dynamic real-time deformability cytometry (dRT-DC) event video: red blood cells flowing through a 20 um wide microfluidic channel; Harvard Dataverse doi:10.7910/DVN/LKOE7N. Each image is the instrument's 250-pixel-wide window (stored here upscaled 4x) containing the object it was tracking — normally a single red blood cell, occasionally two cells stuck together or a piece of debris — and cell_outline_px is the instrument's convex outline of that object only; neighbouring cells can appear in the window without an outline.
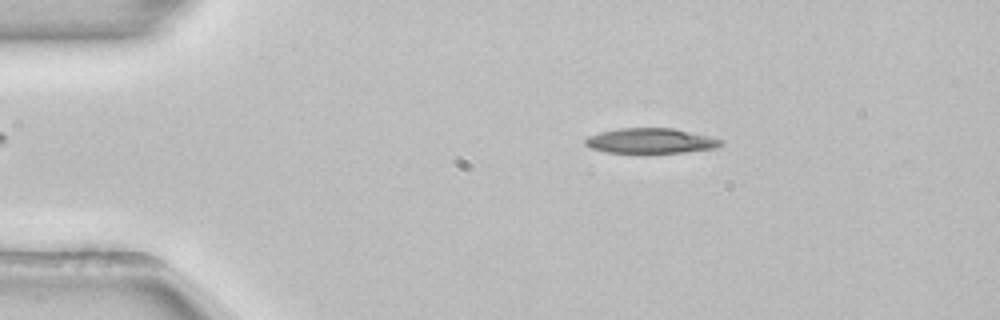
{"species": "common noctule bat (a hibernating species)", "species_latin": "Nyctalus noctula", "temperature_condition": "room temperature", "stored_images_in_passage": 31, "camera_frame_rate_fps": 3000, "um_per_image_px": 0.085, "animal": {"sex": "female", "body_mass_g": 22.7, "forearm_length_mm": 54.2}, "frame": {"image": 1, "passage_image": 4, "time_ms": 1.0, "image_size_px": [1000, 320], "cell_outline_px": [[724, 144], [716, 148], [684, 152], [644, 156], [636, 156], [604, 152], [592, 148], [584, 144], [584, 140], [588, 136], [600, 132], [620, 128], [672, 128], [708, 136], [724, 140]], "centroid_in_image_um": [55.27, 12.03], "position_along_channel_um": 29.7, "area_um2": 20.92}}
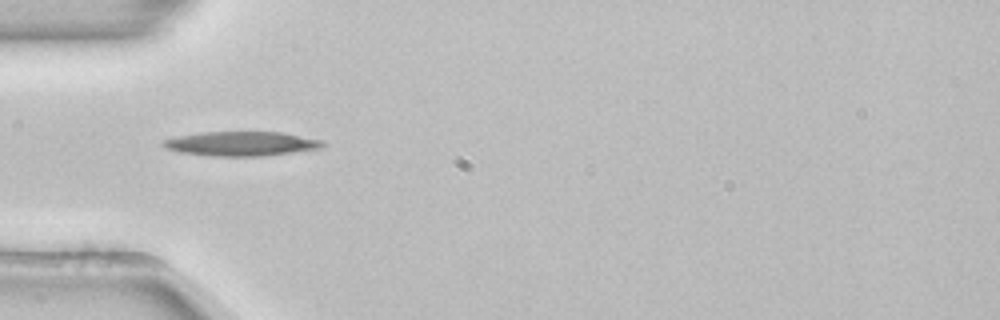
{"frame": {"image": 2, "passage_image": 11, "time_ms": 3.333, "image_size_px": [1000, 320], "cell_outline_px": [[328, 144], [320, 148], [264, 156], [212, 156], [180, 152], [164, 148], [160, 144], [160, 140], [200, 132], [284, 132], [324, 140]], "centroid_in_image_um": [20.52, 12.21], "position_along_channel_um": 64.5, "area_um2": 22.89}}